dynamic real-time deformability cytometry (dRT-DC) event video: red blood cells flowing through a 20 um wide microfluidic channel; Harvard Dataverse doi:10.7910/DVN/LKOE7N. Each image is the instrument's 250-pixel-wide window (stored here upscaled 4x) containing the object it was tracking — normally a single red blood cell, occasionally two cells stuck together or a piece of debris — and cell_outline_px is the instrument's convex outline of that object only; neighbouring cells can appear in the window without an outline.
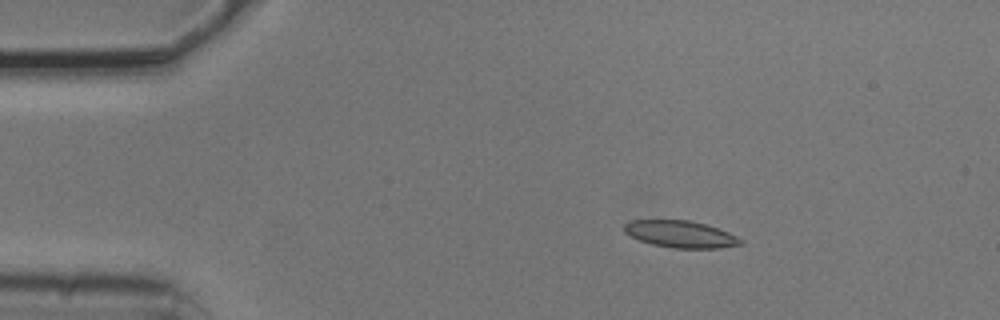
{"species": "common noctule bat (a hibernating species)", "species_latin": "Nyctalus noctula", "temperature_condition": "cold", "stored_images_in_passage": 4, "camera_frame_rate_fps": 3000, "um_per_image_px": 0.085, "animal": {"sex": "male", "body_mass_g": 20.5, "forearm_length_mm": 52.5}, "frame": {"image": 1, "passage_image": 2, "time_ms": 0.333, "image_size_px": [1000, 320], "cell_outline_px": [[744, 244], [720, 248], [672, 248], [652, 244], [640, 240], [624, 232], [624, 224], [632, 220], [688, 220], [704, 224], [728, 232], [744, 240]], "centroid_in_image_um": [57.87, 19.91], "position_along_channel_um": 27.1, "area_um2": 18.15}}
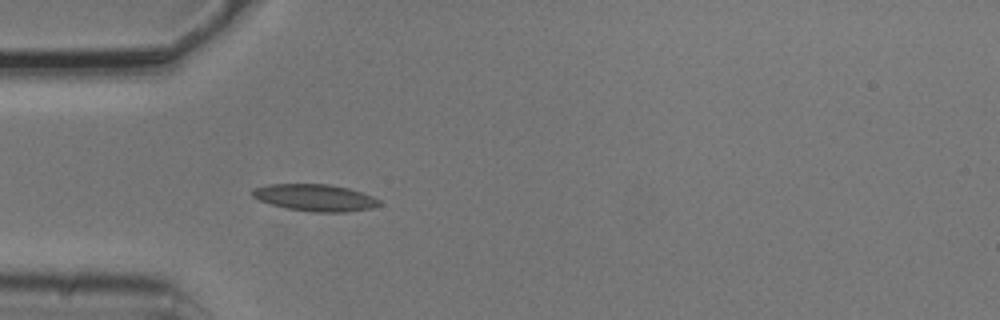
{"frame": {"image": 2, "passage_image": 4, "time_ms": 1.0, "image_size_px": [1000, 320], "cell_outline_px": [[380, 204], [372, 208], [348, 212], [312, 212], [288, 208], [272, 204], [260, 200], [252, 196], [252, 188], [268, 184], [332, 184], [348, 188], [372, 196], [380, 200]], "centroid_in_image_um": [26.78, 16.79], "position_along_channel_um": 58.2, "area_um2": 19.83}}